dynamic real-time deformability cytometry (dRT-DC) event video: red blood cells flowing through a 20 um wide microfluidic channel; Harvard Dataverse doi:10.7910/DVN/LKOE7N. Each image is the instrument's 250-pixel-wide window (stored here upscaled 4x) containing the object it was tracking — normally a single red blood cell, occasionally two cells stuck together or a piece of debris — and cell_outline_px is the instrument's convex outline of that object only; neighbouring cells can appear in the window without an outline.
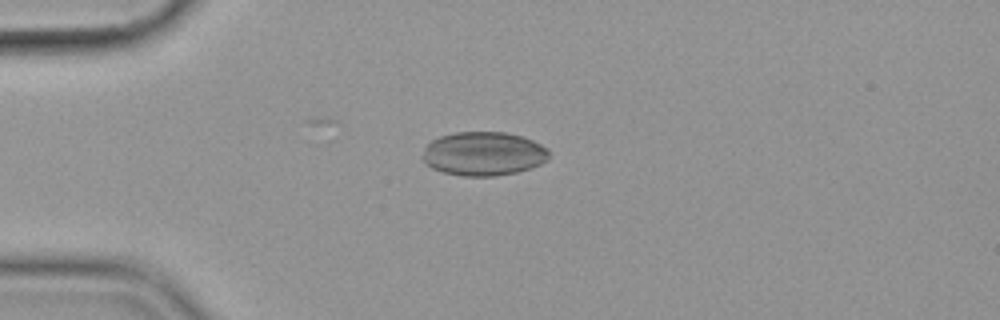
{"species": "common noctule bat (a hibernating species)", "species_latin": "Nyctalus noctula", "temperature_condition": "cold", "stored_images_in_passage": 33, "camera_frame_rate_fps": 3000, "um_per_image_px": 0.085, "animal": {"sex": "female", "body_mass_g": 19.9}, "frame": {"image": 1, "passage_image": 13, "time_ms": 4.0, "image_size_px": [1000, 320], "cell_outline_px": [[548, 160], [540, 164], [516, 172], [496, 176], [464, 176], [444, 172], [432, 168], [420, 156], [424, 148], [432, 140], [440, 136], [456, 132], [504, 132], [524, 136], [548, 148]], "centroid_in_image_um": [41.09, 13.06], "position_along_channel_um": 43.9, "area_um2": 32.31}}
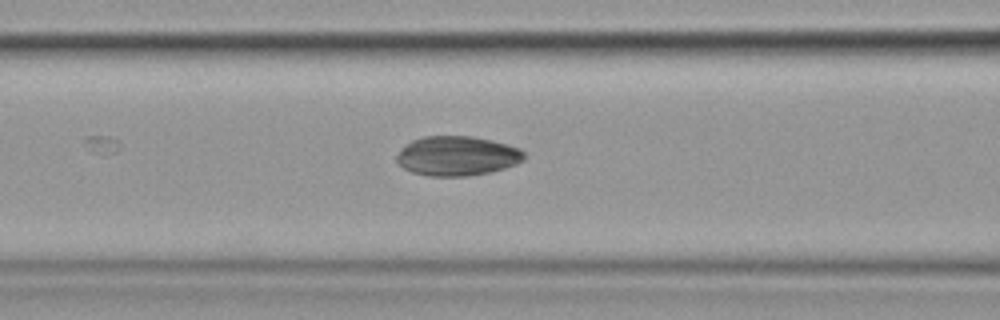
{"frame": {"image": 2, "passage_image": 22, "time_ms": 7.0, "image_size_px": [1000, 320], "cell_outline_px": [[524, 160], [516, 164], [504, 168], [488, 172], [468, 176], [428, 176], [412, 172], [404, 168], [396, 160], [396, 156], [412, 140], [424, 136], [472, 136], [492, 140], [508, 144], [520, 148], [524, 152]], "centroid_in_image_um": [38.88, 13.25], "position_along_channel_um": 127.7, "area_um2": 29.25}}
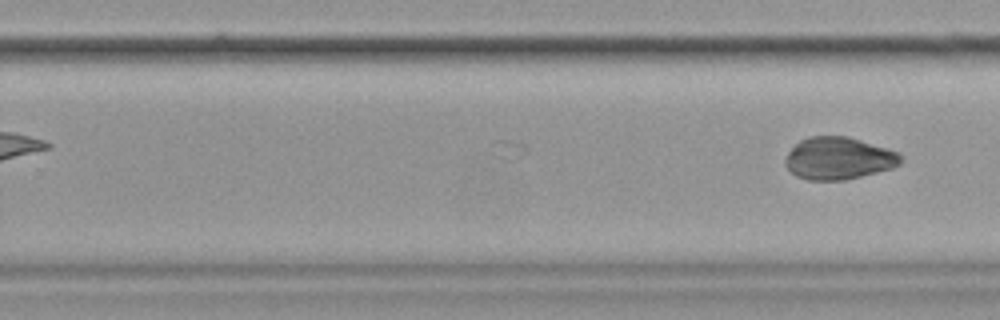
{"frame": {"image": 3, "passage_image": 33, "time_ms": 10.667, "image_size_px": [1000, 320], "cell_outline_px": [[900, 164], [892, 168], [844, 180], [808, 180], [796, 176], [784, 164], [784, 160], [788, 152], [800, 140], [808, 136], [848, 136], [900, 152]], "centroid_in_image_um": [71.26, 13.45], "position_along_channel_um": 258.5, "area_um2": 28.38}}